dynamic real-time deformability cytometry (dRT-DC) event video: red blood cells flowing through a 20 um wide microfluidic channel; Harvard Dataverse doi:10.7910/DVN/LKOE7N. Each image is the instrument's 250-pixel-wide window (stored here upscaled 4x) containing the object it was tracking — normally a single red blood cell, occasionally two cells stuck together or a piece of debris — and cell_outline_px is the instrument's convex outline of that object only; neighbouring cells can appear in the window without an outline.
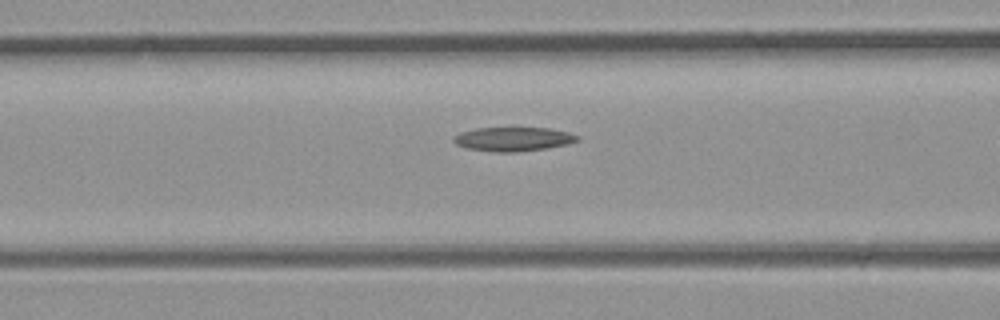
{"species": "common noctule bat (a hibernating species)", "species_latin": "Nyctalus noctula", "temperature_condition": "room temperature", "stored_images_in_passage": 23, "camera_frame_rate_fps": 3000, "um_per_image_px": 0.085, "animal": {"sex": "male", "body_mass_g": 23.1, "forearm_length_mm": 52.7}, "frame": {"image": 1, "passage_image": 10, "time_ms": 3.0, "image_size_px": [1000, 320], "cell_outline_px": [[580, 140], [568, 144], [544, 148], [516, 152], [496, 152], [464, 148], [456, 144], [452, 140], [452, 136], [460, 132], [476, 128], [552, 128], [568, 132], [580, 136]], "centroid_in_image_um": [43.6, 11.82], "position_along_channel_um": 123.0, "area_um2": 17.46}}
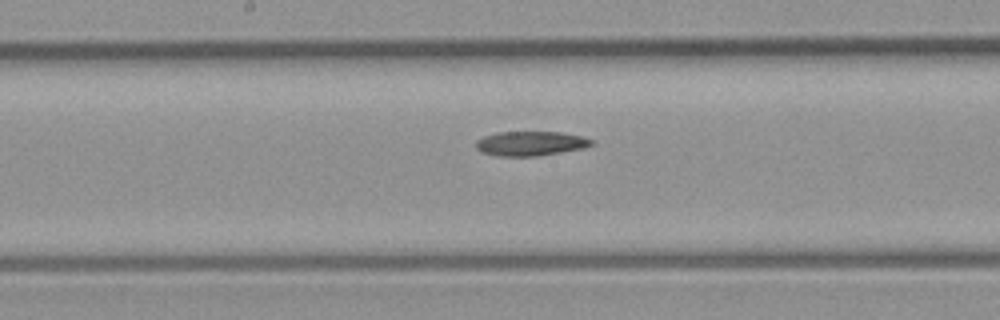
{"frame": {"image": 2, "passage_image": 14, "time_ms": 4.333, "image_size_px": [1000, 320], "cell_outline_px": [[592, 144], [584, 148], [540, 156], [496, 156], [480, 152], [476, 148], [476, 140], [484, 136], [496, 132], [560, 132], [580, 136], [592, 140]], "centroid_in_image_um": [45.04, 12.2], "position_along_channel_um": 203.2, "area_um2": 16.53}}